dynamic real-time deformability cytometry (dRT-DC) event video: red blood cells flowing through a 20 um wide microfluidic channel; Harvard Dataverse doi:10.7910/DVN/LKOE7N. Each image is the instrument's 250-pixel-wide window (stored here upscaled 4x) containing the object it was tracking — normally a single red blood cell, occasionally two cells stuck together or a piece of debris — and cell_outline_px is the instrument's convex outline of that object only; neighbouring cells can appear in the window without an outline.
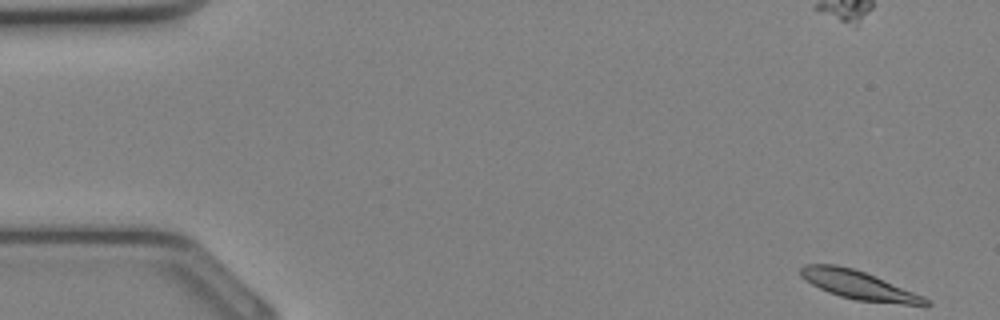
{"species": "Egyptian fruit bat (a non-hibernating species)", "species_latin": "Rousettus aegyptiacus", "temperature_condition": "cold", "stored_images_in_passage": 35, "camera_frame_rate_fps": 3000, "um_per_image_px": 0.085, "animal": {"sex": "female"}, "frame": {"image": 1, "passage_image": 1, "time_ms": 0.0, "image_size_px": [1000, 320], "cell_outline_px": [[932, 304], [904, 304], [856, 300], [840, 296], [828, 292], [812, 284], [800, 276], [800, 268], [804, 264], [836, 264], [852, 268], [864, 272], [924, 296]], "centroid_in_image_um": [72.93, 24.22], "position_along_channel_um": 12.1, "area_um2": 20.4}}